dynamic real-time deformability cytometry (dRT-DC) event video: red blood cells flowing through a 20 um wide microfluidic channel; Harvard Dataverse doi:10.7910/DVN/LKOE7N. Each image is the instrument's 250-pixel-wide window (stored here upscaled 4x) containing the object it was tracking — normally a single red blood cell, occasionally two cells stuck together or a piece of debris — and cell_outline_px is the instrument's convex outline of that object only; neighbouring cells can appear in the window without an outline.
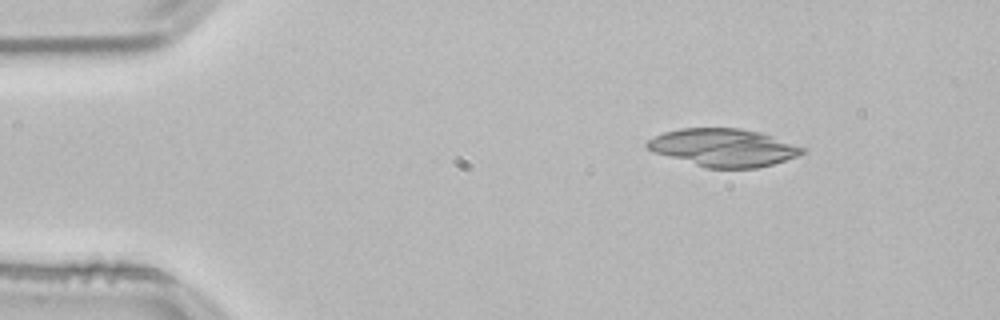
{"species": "common noctule bat (a hibernating species)", "species_latin": "Nyctalus noctula", "temperature_condition": "room temperature", "stored_images_in_passage": 52, "camera_frame_rate_fps": 3000, "um_per_image_px": 0.085, "animal": {"sex": "male", "body_mass_g": 21.5, "forearm_length_mm": 52.0}, "frame": {"image": 1, "passage_image": 7, "time_ms": 2.0, "image_size_px": [1000, 320], "cell_outline_px": [[808, 152], [772, 164], [756, 168], [708, 168], [652, 152], [644, 144], [648, 140], [664, 132], [680, 128], [740, 128], [760, 132], [804, 148]], "centroid_in_image_um": [61.47, 12.54], "position_along_channel_um": 23.5, "area_um2": 33.87}, "authors_computed_cell_mechanics": {"area_um2": 17.5134, "velocity_mm_per_s": 3.8386, "shape_relaxation_time_tau1_ms": null, "shape_relaxation_time_tau2_ms": 8.1198, "deformation_change_tau1": null, "deformation_change_tau2": 0.1861}}